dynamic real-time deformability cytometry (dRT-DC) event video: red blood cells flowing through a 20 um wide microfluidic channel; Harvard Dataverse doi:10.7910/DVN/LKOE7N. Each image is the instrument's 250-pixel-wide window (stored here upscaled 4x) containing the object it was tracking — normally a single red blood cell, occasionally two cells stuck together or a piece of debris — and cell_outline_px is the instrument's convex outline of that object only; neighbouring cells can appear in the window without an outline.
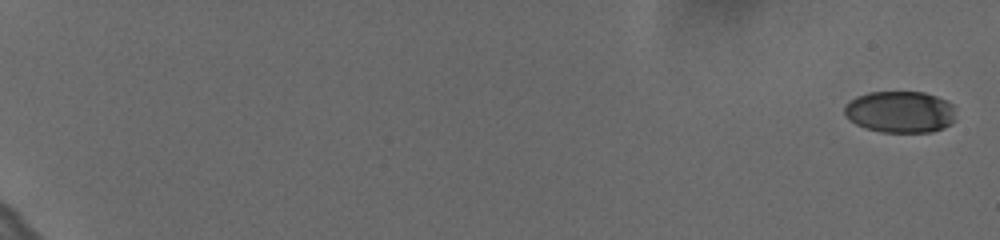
{"species": "human", "species_latin": "Homo sapiens", "temperature_condition": "cold", "stored_images_in_passage": 14, "camera_frame_rate_fps": 3000, "um_per_image_px": 0.085, "donor": {"sex": "female"}, "frame": {"image": 1, "passage_image": 1, "time_ms": 0.0, "image_size_px": [1000, 240], "cell_outline_px": [[952, 124], [944, 128], [932, 132], [880, 132], [864, 128], [856, 124], [844, 112], [844, 104], [856, 96], [868, 92], [924, 92], [936, 96], [952, 104]], "centroid_in_image_um": [76.47, 9.51], "position_along_channel_um": 8.5, "area_um2": 26.93}}
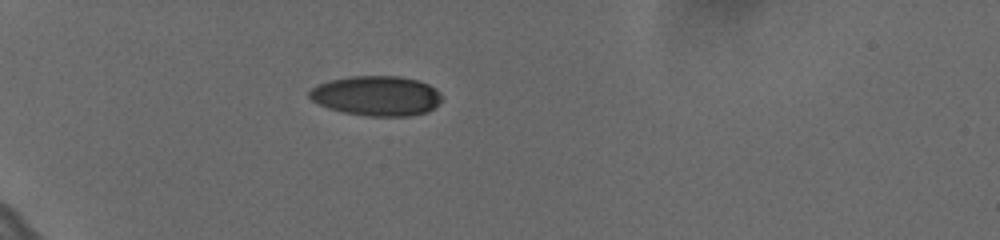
{"frame": {"image": 2, "passage_image": 10, "time_ms": 3.0, "image_size_px": [1000, 240], "cell_outline_px": [[440, 100], [428, 112], [408, 116], [368, 116], [344, 112], [328, 108], [312, 100], [308, 96], [308, 92], [316, 84], [328, 80], [352, 76], [400, 76], [416, 80], [428, 84], [440, 92]], "centroid_in_image_um": [31.97, 8.14], "position_along_channel_um": 53.0, "area_um2": 30.69}}
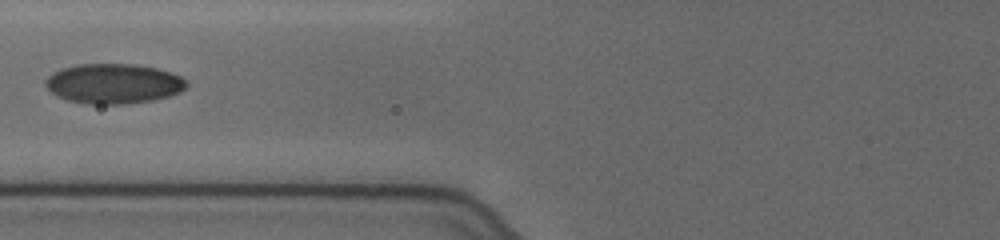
{"frame": {"image": 3, "passage_image": 14, "time_ms": 4.333, "image_size_px": [1000, 240], "cell_outline_px": [[188, 84], [180, 92], [168, 96], [152, 100], [124, 104], [88, 104], [68, 100], [52, 92], [44, 84], [44, 80], [52, 72], [60, 68], [76, 64], [136, 64], [156, 68], [172, 72], [180, 76]], "centroid_in_image_um": [9.63, 7.09], "position_along_channel_um": 116.2, "area_um2": 32.83}}